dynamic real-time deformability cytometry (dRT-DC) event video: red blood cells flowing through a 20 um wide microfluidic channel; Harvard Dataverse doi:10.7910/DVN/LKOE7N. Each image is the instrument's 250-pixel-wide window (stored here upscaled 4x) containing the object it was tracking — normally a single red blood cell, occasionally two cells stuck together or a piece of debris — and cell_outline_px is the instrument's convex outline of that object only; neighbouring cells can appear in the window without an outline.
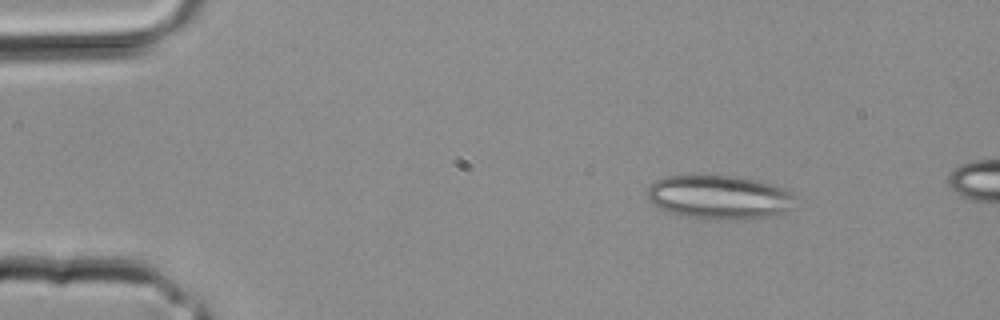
{"species": "common noctule bat (a hibernating species)", "species_latin": "Nyctalus noctula", "temperature_condition": "room temperature", "stored_images_in_passage": 6, "camera_frame_rate_fps": 3000, "um_per_image_px": 0.085, "animal": {"sex": "male", "body_mass_g": 20.4}, "frame": {"image": 1, "passage_image": 2, "time_ms": 0.333, "image_size_px": [1000, 320], "cell_outline_px": [[792, 208], [784, 212], [764, 216], [724, 220], [712, 220], [688, 216], [668, 212], [652, 204], [648, 200], [648, 188], [656, 180], [668, 176], [732, 176], [756, 180], [772, 184], [784, 188], [792, 192]], "centroid_in_image_um": [61.1, 16.76], "position_along_channel_um": 23.9, "area_um2": 37.28}}